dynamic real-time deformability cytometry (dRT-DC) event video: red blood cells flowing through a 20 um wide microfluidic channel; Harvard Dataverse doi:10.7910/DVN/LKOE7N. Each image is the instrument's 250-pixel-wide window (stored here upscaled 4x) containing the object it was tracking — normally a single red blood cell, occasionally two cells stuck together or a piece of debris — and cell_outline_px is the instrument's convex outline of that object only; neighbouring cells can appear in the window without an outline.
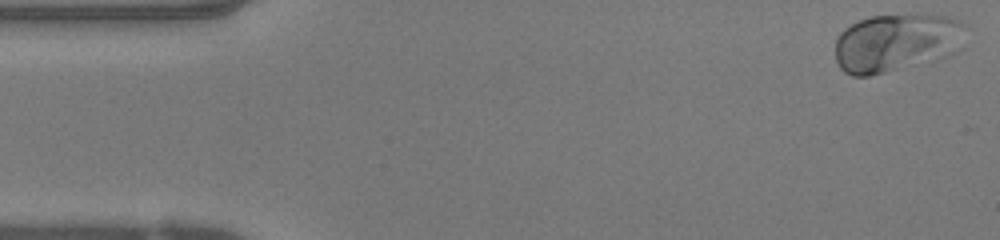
{"species": "human", "species_latin": "Homo sapiens", "temperature_condition": "warm", "stored_images_in_passage": 47, "camera_frame_rate_fps": 3000, "um_per_image_px": 0.085, "donor": {"sex": "female"}, "frame": {"image": 1, "passage_image": 1, "time_ms": 0.0, "image_size_px": [1000, 240], "cell_outline_px": [[968, 24], [944, 56], [900, 68], [868, 76], [852, 76], [844, 72], [840, 68], [836, 60], [836, 36], [844, 28], [860, 20], [872, 16], [944, 16], [964, 20]], "centroid_in_image_um": [76.04, 3.61], "position_along_channel_um": 9.0, "area_um2": 42.48}}
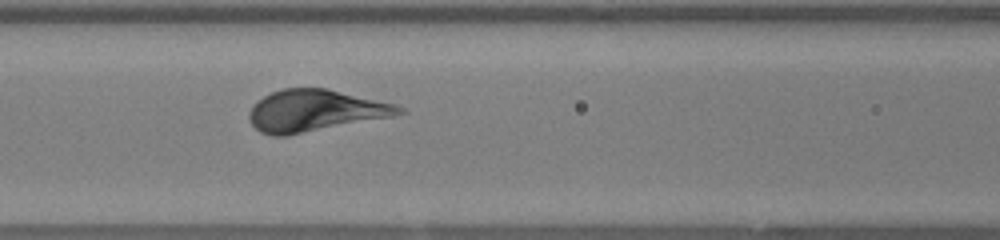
{"frame": {"image": 2, "passage_image": 19, "time_ms": 6.0, "image_size_px": [1000, 240], "cell_outline_px": [[408, 112], [392, 116], [288, 136], [272, 136], [260, 132], [252, 124], [248, 116], [248, 112], [264, 96], [272, 92], [284, 88], [328, 88], [396, 104], [404, 108]], "centroid_in_image_um": [26.8, 9.41], "position_along_channel_um": 139.8, "area_um2": 36.36}}
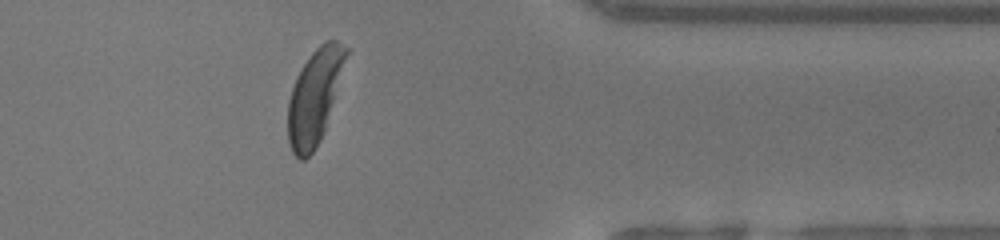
{"frame": {"image": 3, "passage_image": 38, "time_ms": 12.333, "image_size_px": [1000, 240], "cell_outline_px": [[352, 48], [324, 132], [320, 140], [312, 152], [304, 160], [300, 160], [292, 152], [288, 144], [288, 100], [296, 76], [312, 52], [324, 40], [336, 40]], "centroid_in_image_um": [26.79, 8.16], "position_along_channel_um": 384.6, "area_um2": 32.48}}